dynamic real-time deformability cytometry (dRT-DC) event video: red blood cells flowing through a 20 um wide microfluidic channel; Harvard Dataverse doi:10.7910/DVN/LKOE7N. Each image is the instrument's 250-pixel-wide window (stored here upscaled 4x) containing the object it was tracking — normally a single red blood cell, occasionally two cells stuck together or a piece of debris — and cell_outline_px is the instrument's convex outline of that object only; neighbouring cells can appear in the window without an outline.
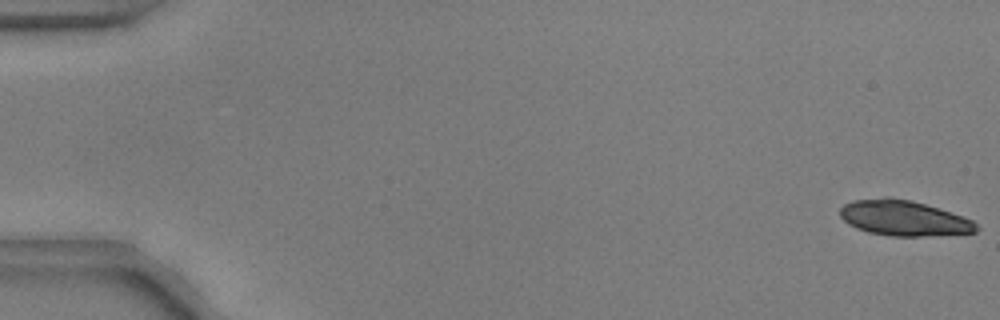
{"species": "common noctule bat (a hibernating species)", "species_latin": "Nyctalus noctula", "temperature_condition": "warm", "stored_images_in_passage": 28, "camera_frame_rate_fps": 3000, "um_per_image_px": 0.085, "animal": {"sex": "male", "body_mass_g": 17.9, "forearm_length_mm": 54.2}, "frame": {"image": 1, "passage_image": 1, "time_ms": 0.0, "image_size_px": [1000, 320], "cell_outline_px": [[980, 228], [976, 232], [924, 236], [892, 236], [868, 232], [856, 228], [848, 224], [840, 216], [840, 208], [844, 204], [852, 200], [884, 196], [888, 196], [912, 200], [964, 216], [972, 220]], "centroid_in_image_um": [76.8, 18.52], "position_along_channel_um": 8.2, "area_um2": 28.32}}